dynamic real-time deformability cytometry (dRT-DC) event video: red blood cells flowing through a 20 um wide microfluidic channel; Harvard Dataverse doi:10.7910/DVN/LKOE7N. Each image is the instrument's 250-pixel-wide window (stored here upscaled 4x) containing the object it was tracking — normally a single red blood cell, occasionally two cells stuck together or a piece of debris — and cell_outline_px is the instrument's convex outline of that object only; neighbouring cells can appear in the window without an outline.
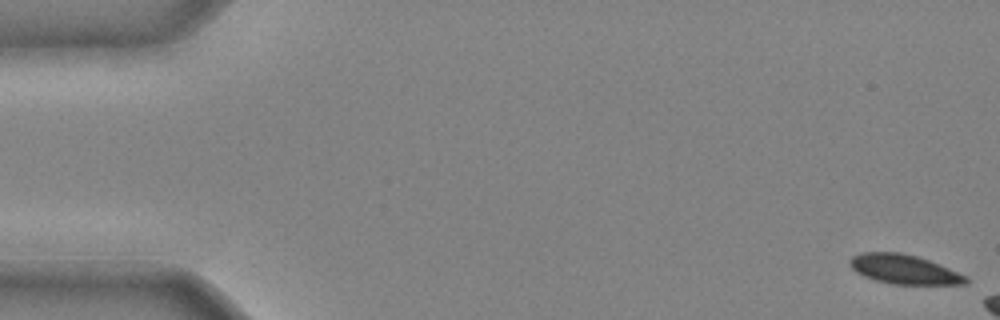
{"species": "common noctule bat (a hibernating species)", "species_latin": "Nyctalus noctula", "temperature_condition": "cold", "stored_images_in_passage": 6, "camera_frame_rate_fps": 3000, "um_per_image_px": 0.085, "animal": {"sex": "male", "body_mass_g": 20.4}, "frame": {"image": 1, "passage_image": 1, "time_ms": 0.0, "image_size_px": [1000, 320], "cell_outline_px": [[968, 284], [892, 284], [876, 280], [864, 276], [856, 272], [852, 268], [848, 260], [852, 256], [864, 252], [900, 252], [916, 256], [928, 260], [968, 276]], "centroid_in_image_um": [76.84, 22.89], "position_along_channel_um": 8.2, "area_um2": 19.71}}